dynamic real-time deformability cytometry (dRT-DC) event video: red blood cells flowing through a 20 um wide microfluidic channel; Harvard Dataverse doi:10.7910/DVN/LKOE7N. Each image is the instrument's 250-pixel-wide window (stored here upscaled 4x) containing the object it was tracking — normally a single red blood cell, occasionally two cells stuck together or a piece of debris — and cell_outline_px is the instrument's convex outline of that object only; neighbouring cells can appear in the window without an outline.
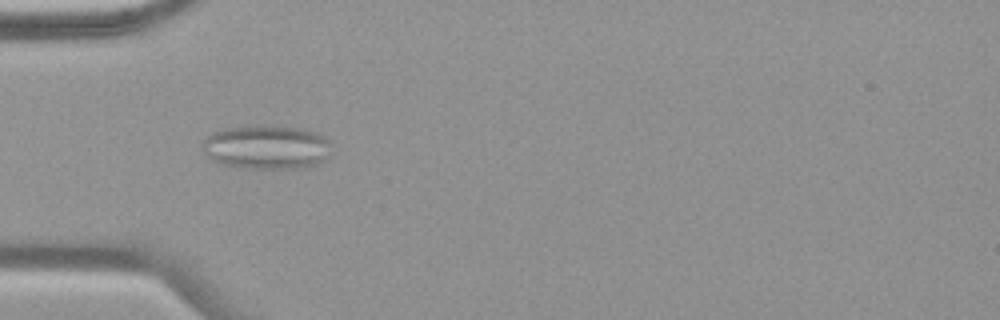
{"species": "common noctule bat (a hibernating species)", "species_latin": "Nyctalus noctula", "temperature_condition": "warm", "stored_images_in_passage": 55, "camera_frame_rate_fps": 3000, "um_per_image_px": 0.085, "animal": {"sex": "female", "body_mass_g": 19.9}, "frame": {"image": 1, "passage_image": 18, "time_ms": 5.667, "image_size_px": [1000, 320], "cell_outline_px": [[332, 144], [328, 156], [324, 160], [308, 168], [244, 168], [220, 164], [212, 160], [204, 152], [200, 144], [212, 132], [228, 128], [256, 124], [276, 124], [308, 128], [324, 136]], "centroid_in_image_um": [22.69, 12.47], "position_along_channel_um": 62.3, "area_um2": 34.1}}
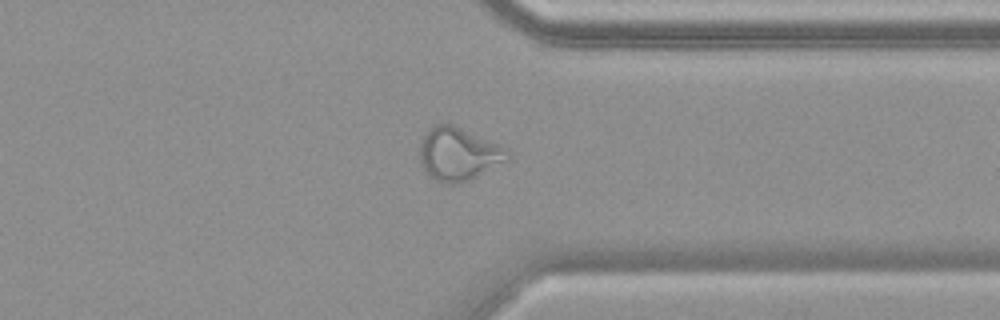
{"frame": {"image": 2, "passage_image": 43, "time_ms": 14.0, "image_size_px": [1000, 320], "cell_outline_px": [[512, 156], [508, 160], [468, 180], [456, 184], [448, 184], [436, 180], [420, 164], [420, 144], [428, 128], [436, 124], [452, 124], [508, 148], [512, 152]], "centroid_in_image_um": [39.0, 13.08], "position_along_channel_um": 372.4, "area_um2": 26.93}}
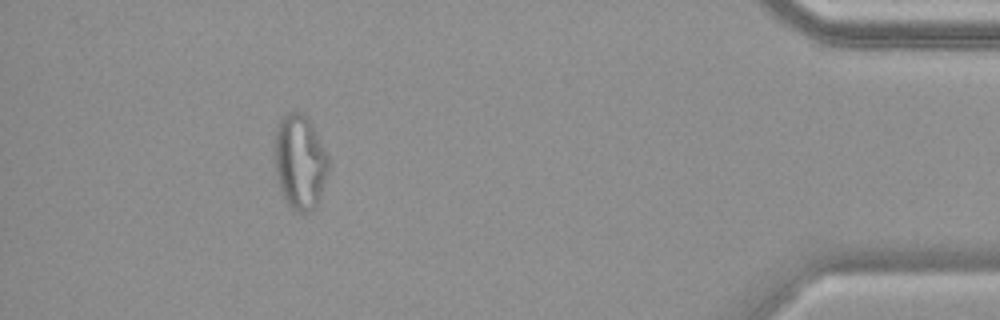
{"frame": {"image": 3, "passage_image": 50, "time_ms": 16.333, "image_size_px": [1000, 320], "cell_outline_px": [[328, 172], [320, 196], [312, 212], [296, 212], [288, 204], [280, 188], [276, 176], [276, 124], [284, 112], [304, 112], [308, 116], [328, 156]], "centroid_in_image_um": [25.5, 13.72], "position_along_channel_um": 409.7, "area_um2": 29.59}, "authors_computed_cell_mechanics": {"area_um2": 28.7844, "velocity_mm_per_s": 3.7639, "shape_relaxation_time_tau1_ms": null, "shape_relaxation_time_tau2_ms": 1.0149, "deformation_change_tau1": null, "deformation_change_tau2": 0.0817}}